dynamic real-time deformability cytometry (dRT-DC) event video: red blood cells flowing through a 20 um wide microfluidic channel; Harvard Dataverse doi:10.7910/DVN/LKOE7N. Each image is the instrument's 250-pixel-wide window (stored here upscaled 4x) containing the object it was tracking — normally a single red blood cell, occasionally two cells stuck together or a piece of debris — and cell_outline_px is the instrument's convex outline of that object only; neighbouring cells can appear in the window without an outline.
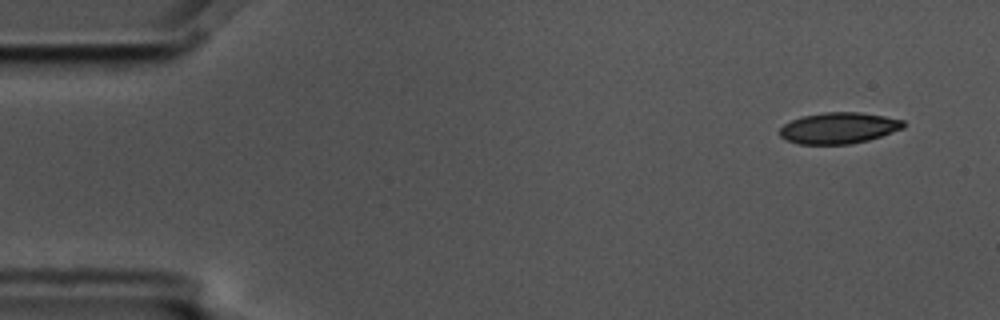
{"species": "common noctule bat (a hibernating species)", "species_latin": "Nyctalus noctula", "temperature_condition": "cold", "stored_images_in_passage": 9, "camera_frame_rate_fps": 3000, "um_per_image_px": 0.085, "animal": {"sex": "male", "body_mass_g": 17.5, "forearm_length_mm": 52.3}, "frame": {"image": 1, "passage_image": 1, "time_ms": 0.0, "image_size_px": [1000, 320], "cell_outline_px": [[904, 128], [868, 140], [848, 144], [800, 144], [788, 140], [780, 136], [780, 128], [784, 124], [800, 116], [824, 112], [860, 112], [884, 116], [904, 120]], "centroid_in_image_um": [71.29, 10.87], "position_along_channel_um": 13.7, "area_um2": 22.37}}
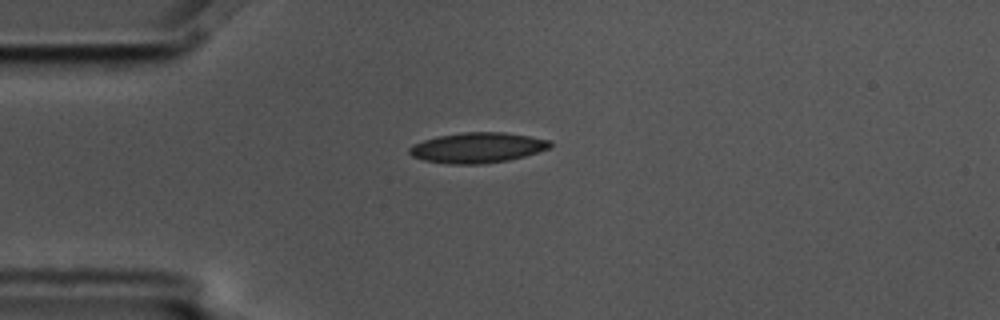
{"frame": {"image": 2, "passage_image": 4, "time_ms": 1.0, "image_size_px": [1000, 320], "cell_outline_px": [[552, 144], [548, 148], [524, 156], [508, 160], [484, 164], [452, 164], [424, 160], [412, 156], [408, 152], [408, 148], [424, 140], [436, 136], [464, 132], [504, 132], [552, 140]], "centroid_in_image_um": [40.58, 12.55], "position_along_channel_um": 44.4, "area_um2": 24.74}}